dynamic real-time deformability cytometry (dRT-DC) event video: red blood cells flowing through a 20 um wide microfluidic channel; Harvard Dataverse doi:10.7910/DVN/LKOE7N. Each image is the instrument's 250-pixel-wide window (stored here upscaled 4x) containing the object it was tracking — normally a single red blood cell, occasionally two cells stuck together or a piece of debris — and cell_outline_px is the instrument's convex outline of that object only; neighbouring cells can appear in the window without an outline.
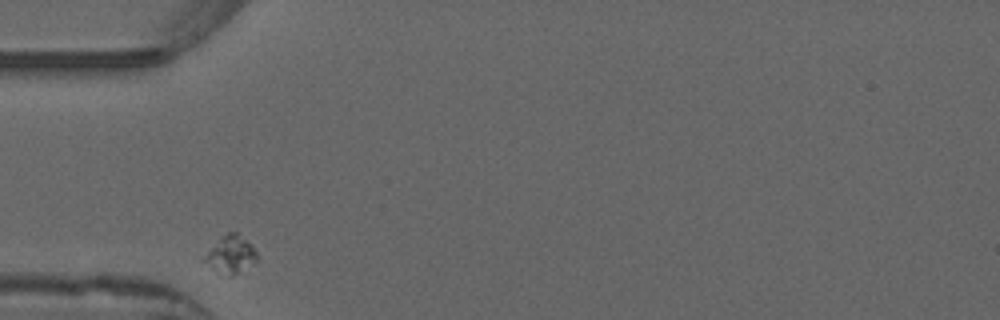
{"species": "common noctule bat (a hibernating species)", "species_latin": "Nyctalus noctula", "temperature_condition": "warm", "stored_images_in_passage": 30, "camera_frame_rate_fps": 3000, "um_per_image_px": 0.085, "animal": {"sex": "male", "forearm_length_mm": 52.5}, "frame": {"image": 1, "passage_image": 1, "time_ms": 0.0, "image_size_px": [1000, 320], "cell_outline_px": [[256, 260], [232, 276], [216, 276], [204, 260], [208, 252], [228, 232], [236, 232], [256, 252]], "centroid_in_image_um": [19.56, 21.72], "position_along_channel_um": 65.4, "area_um2": 10.87}}
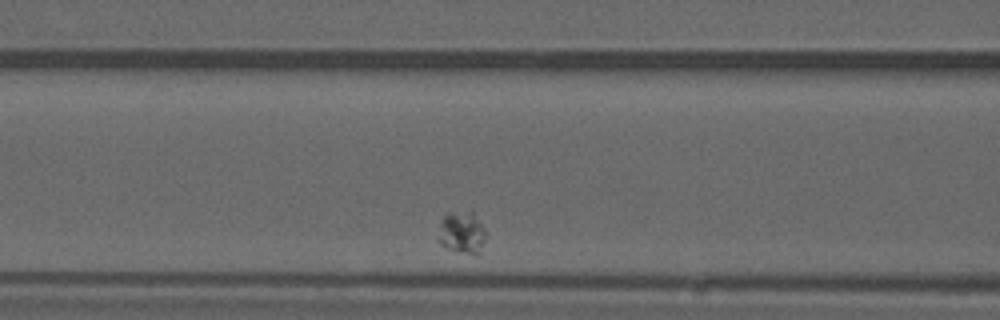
{"frame": {"image": 2, "passage_image": 7, "time_ms": 2.0, "image_size_px": [1000, 320], "cell_outline_px": [[484, 240], [480, 256], [476, 256], [448, 248], [440, 244], [436, 240], [440, 224], [444, 216], [448, 212], [472, 212], [480, 224], [484, 232]], "centroid_in_image_um": [39.22, 19.81], "position_along_channel_um": 127.4, "area_um2": 11.56}}
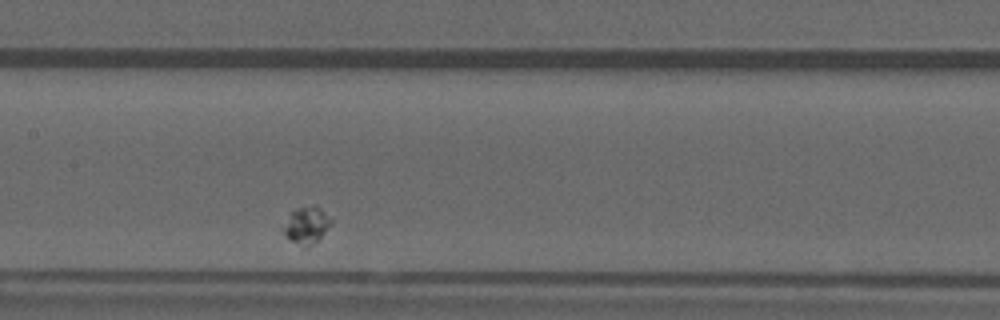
{"frame": {"image": 3, "passage_image": 12, "time_ms": 3.667, "image_size_px": [1000, 320], "cell_outline_px": [[332, 224], [320, 240], [308, 248], [304, 248], [288, 240], [284, 232], [284, 228], [288, 212], [300, 208], [320, 208], [332, 220]], "centroid_in_image_um": [26.06, 19.23], "position_along_channel_um": 181.3, "area_um2": 10.29}}